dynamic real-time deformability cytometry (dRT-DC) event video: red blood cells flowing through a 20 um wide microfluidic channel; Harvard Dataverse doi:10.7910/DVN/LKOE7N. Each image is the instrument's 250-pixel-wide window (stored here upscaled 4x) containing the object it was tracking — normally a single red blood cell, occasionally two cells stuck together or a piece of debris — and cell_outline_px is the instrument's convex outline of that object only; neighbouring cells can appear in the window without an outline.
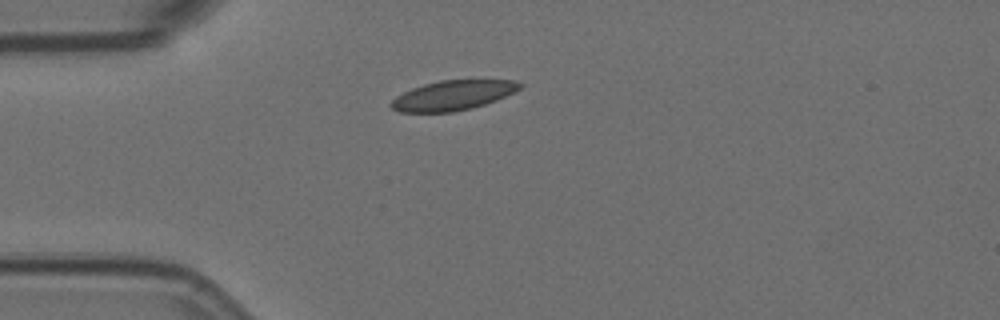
{"species": "Egyptian fruit bat (a non-hibernating species)", "species_latin": "Rousettus aegyptiacus", "temperature_condition": "room temperature", "stored_images_in_passage": 2, "camera_frame_rate_fps": 3000, "um_per_image_px": 0.085, "animal": {"sex": "female"}, "frame": {"image": 1, "passage_image": 1, "time_ms": 0.0, "image_size_px": [1000, 320], "cell_outline_px": [[524, 84], [516, 92], [496, 100], [472, 108], [452, 112], [400, 112], [392, 108], [388, 104], [396, 96], [412, 88], [424, 84], [440, 80], [516, 80]], "centroid_in_image_um": [38.51, 8.1], "position_along_channel_um": 46.5, "area_um2": 22.37}}
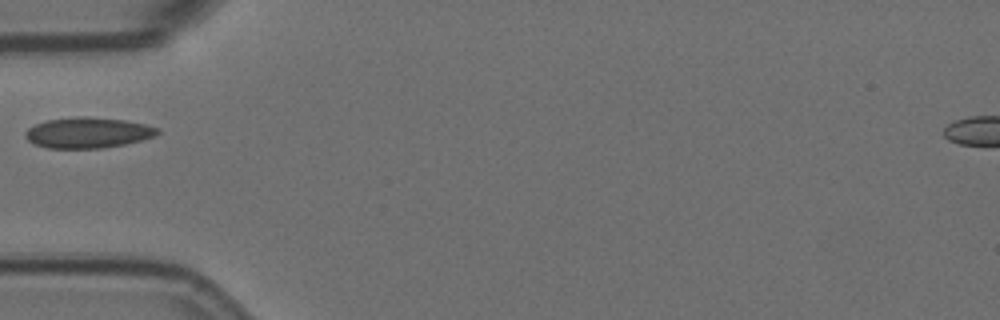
{"frame": {"image": 2, "passage_image": 2, "time_ms": 0.333, "image_size_px": [1000, 320], "cell_outline_px": [[160, 132], [156, 136], [124, 144], [100, 148], [48, 148], [36, 144], [28, 140], [24, 136], [24, 132], [28, 128], [36, 124], [48, 120], [76, 116], [88, 116], [124, 120], [144, 124], [160, 128]], "centroid_in_image_um": [7.48, 11.27], "position_along_channel_um": 77.5, "area_um2": 23.58}}